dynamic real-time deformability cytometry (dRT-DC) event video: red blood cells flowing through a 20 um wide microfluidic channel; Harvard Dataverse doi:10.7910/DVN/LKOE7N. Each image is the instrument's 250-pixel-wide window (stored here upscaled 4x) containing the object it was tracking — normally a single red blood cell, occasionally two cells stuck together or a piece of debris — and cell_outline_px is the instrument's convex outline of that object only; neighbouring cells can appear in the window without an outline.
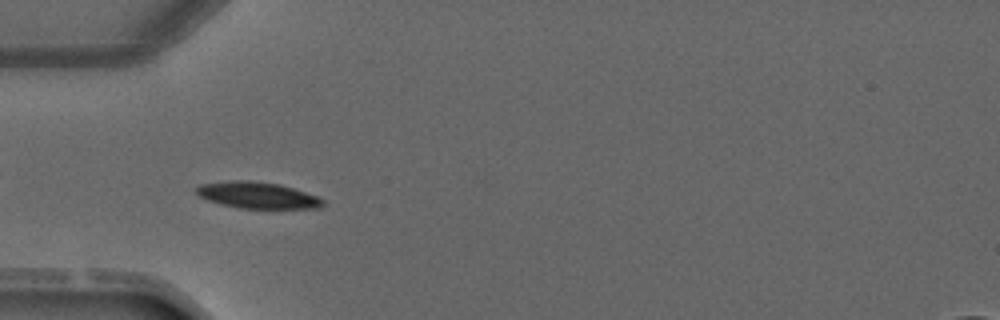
{"species": "common noctule bat (a hibernating species)", "species_latin": "Nyctalus noctula", "temperature_condition": "warm", "stored_images_in_passage": 3, "camera_frame_rate_fps": 3000, "um_per_image_px": 0.085, "animal": {"sex": "male", "forearm_length_mm": 52.5}, "frame": {"image": 1, "passage_image": 3, "time_ms": 2.333, "image_size_px": [1000, 320], "cell_outline_px": [[324, 204], [320, 208], [240, 208], [220, 204], [208, 200], [200, 196], [196, 192], [196, 188], [200, 184], [232, 180], [252, 180], [280, 184], [316, 196], [324, 200]], "centroid_in_image_um": [21.86, 16.59], "position_along_channel_um": 63.1, "area_um2": 19.36}}